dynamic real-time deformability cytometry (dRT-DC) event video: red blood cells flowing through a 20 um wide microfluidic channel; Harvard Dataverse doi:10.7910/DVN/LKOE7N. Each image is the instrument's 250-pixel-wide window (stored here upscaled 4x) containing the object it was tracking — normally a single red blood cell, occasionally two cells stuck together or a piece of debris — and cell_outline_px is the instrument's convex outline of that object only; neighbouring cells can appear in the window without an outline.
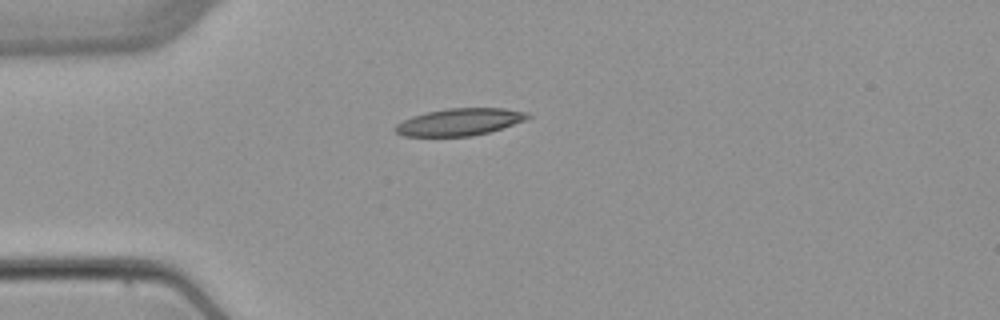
{"species": "common noctule bat (a hibernating species)", "species_latin": "Nyctalus noctula", "temperature_condition": "warm", "stored_images_in_passage": 1, "camera_frame_rate_fps": 3000, "um_per_image_px": 0.085, "animal": {"sex": "female", "body_mass_g": 22.7, "forearm_length_mm": 54.2}, "frame": {"image": 1, "passage_image": 1, "time_ms": 0.0, "image_size_px": [1000, 320], "cell_outline_px": [[532, 116], [524, 120], [488, 132], [472, 136], [404, 136], [396, 132], [392, 128], [396, 124], [412, 116], [424, 112], [448, 108], [504, 108], [528, 112]], "centroid_in_image_um": [39.03, 10.36], "position_along_channel_um": 46.0, "area_um2": 20.87}}